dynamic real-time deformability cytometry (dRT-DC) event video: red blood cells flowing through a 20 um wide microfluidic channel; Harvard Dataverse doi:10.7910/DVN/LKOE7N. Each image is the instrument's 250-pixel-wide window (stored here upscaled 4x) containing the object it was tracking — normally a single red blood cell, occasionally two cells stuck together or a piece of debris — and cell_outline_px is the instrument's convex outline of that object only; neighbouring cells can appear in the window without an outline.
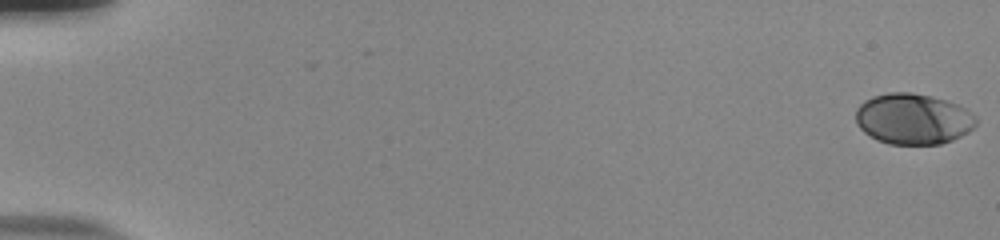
{"species": "human", "species_latin": "Homo sapiens", "temperature_condition": "room temperature", "stored_images_in_passage": 55, "camera_frame_rate_fps": 3000, "um_per_image_px": 0.085, "donor": {"sex": "male"}, "frame": {"image": 1, "passage_image": 1, "time_ms": 0.0, "image_size_px": [1000, 240], "cell_outline_px": [[976, 124], [968, 132], [952, 140], [940, 144], [888, 144], [876, 140], [864, 132], [856, 124], [856, 108], [864, 100], [872, 96], [888, 92], [912, 92], [944, 100], [956, 104], [964, 108], [976, 116]], "centroid_in_image_um": [77.57, 10.11], "position_along_channel_um": 7.4, "area_um2": 35.66}}
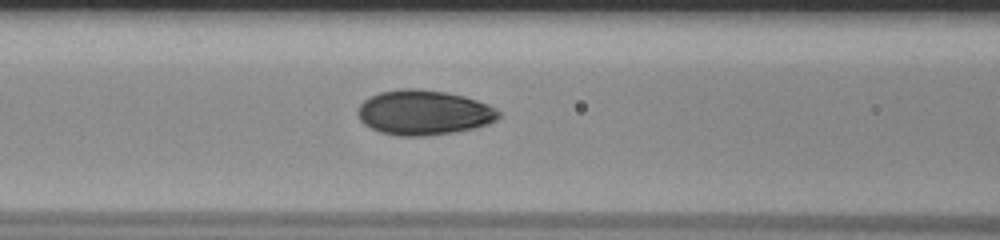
{"frame": {"image": 2, "passage_image": 25, "time_ms": 8.0, "image_size_px": [1000, 240], "cell_outline_px": [[500, 116], [496, 120], [488, 124], [472, 128], [452, 132], [424, 136], [400, 136], [380, 132], [364, 124], [360, 120], [356, 112], [360, 104], [364, 100], [380, 92], [400, 88], [416, 88], [444, 92], [464, 96], [488, 104], [496, 108], [500, 112]], "centroid_in_image_um": [36.01, 9.56], "position_along_channel_um": 130.6, "area_um2": 36.76}}
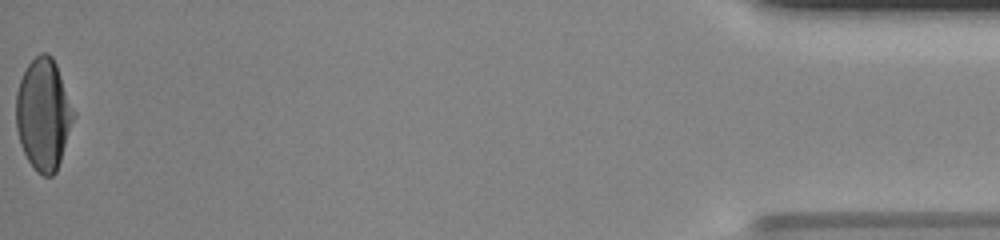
{"frame": {"image": 3, "passage_image": 55, "time_ms": 18.0, "image_size_px": [1000, 240], "cell_outline_px": [[76, 116], [56, 172], [52, 176], [44, 176], [36, 172], [28, 160], [20, 144], [16, 128], [16, 92], [20, 80], [28, 64], [40, 52], [48, 52], [52, 56], [56, 64], [76, 112]], "centroid_in_image_um": [3.71, 9.72], "position_along_channel_um": 431.5, "area_um2": 37.69}, "authors_computed_cell_mechanics": {"area_um2": 36.2406, "velocity_mm_per_s": 3.8762, "shape_relaxation_time_tau1_ms": 4.2531, "shape_relaxation_time_tau2_ms": null, "deformation_change_tau1": 0.1799, "deformation_change_tau2": null}}